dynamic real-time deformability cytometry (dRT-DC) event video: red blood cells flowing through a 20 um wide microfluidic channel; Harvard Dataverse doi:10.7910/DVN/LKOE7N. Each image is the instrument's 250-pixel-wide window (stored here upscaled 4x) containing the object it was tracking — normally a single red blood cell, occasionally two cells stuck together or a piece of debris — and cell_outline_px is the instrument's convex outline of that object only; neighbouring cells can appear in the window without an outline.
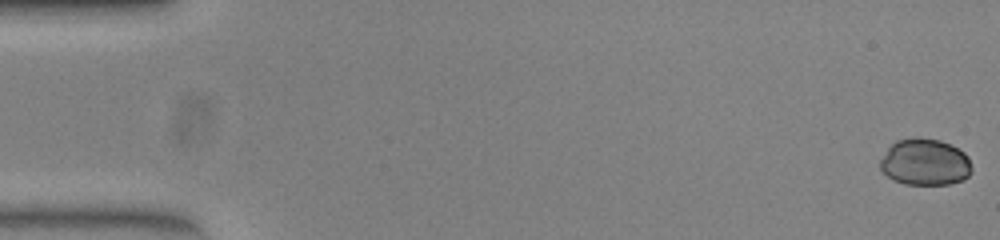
{"species": "common noctule bat (a hibernating species)", "species_latin": "Nyctalus noctula", "temperature_condition": "warm", "stored_images_in_passage": 15, "camera_frame_rate_fps": 3000, "um_per_image_px": 0.085, "animal": {"sex": "female", "body_mass_g": 23.0, "forearm_length_mm": 53.4}, "frame": {"image": 1, "passage_image": 1, "time_ms": 0.0, "image_size_px": [1000, 240], "cell_outline_px": [[972, 172], [968, 176], [960, 180], [948, 184], [904, 184], [888, 176], [880, 168], [880, 160], [888, 148], [896, 140], [916, 136], [940, 140], [964, 152], [968, 156], [972, 168]], "centroid_in_image_um": [78.62, 13.76], "position_along_channel_um": 6.4, "area_um2": 24.8}}